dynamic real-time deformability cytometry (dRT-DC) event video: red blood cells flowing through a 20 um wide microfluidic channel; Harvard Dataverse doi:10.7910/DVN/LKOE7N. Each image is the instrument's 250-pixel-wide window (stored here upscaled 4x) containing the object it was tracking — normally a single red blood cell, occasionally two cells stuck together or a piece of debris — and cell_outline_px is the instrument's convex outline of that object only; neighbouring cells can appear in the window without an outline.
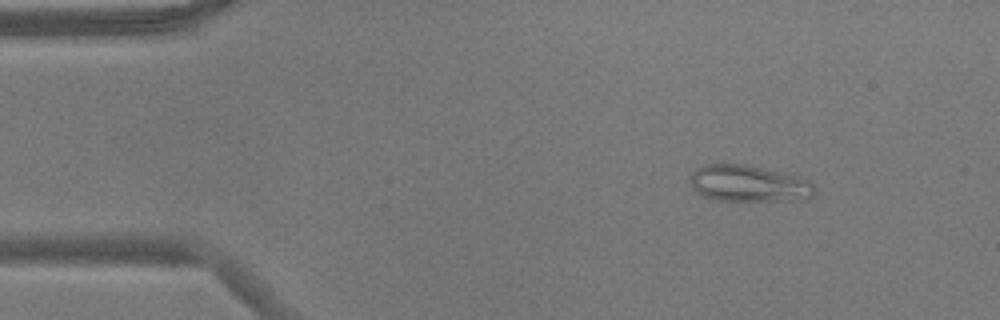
{"species": "common noctule bat (a hibernating species)", "species_latin": "Nyctalus noctula", "temperature_condition": "warm", "stored_images_in_passage": 52, "camera_frame_rate_fps": 3000, "um_per_image_px": 0.085, "animal": {"sex": "male", "body_mass_g": 17.9}, "frame": {"image": 1, "passage_image": 5, "time_ms": 1.333, "image_size_px": [1000, 320], "cell_outline_px": [[816, 192], [808, 200], [716, 200], [704, 196], [696, 192], [692, 188], [688, 180], [692, 172], [696, 168], [704, 164], [744, 164], [800, 176], [808, 180], [816, 188]], "centroid_in_image_um": [63.64, 15.6], "position_along_channel_um": 21.4, "area_um2": 26.76}}
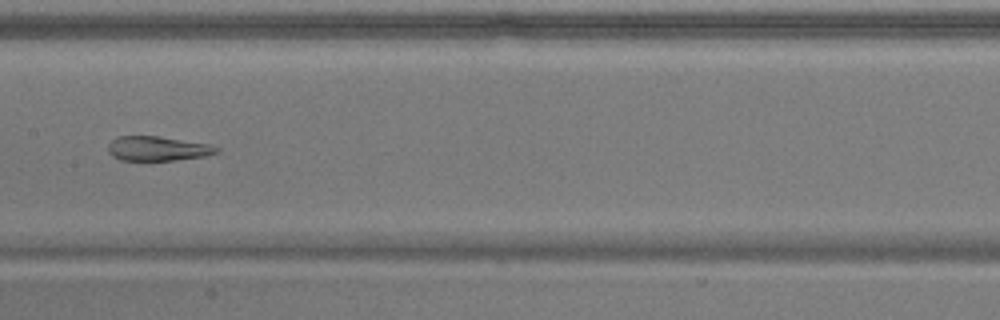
{"frame": {"image": 2, "passage_image": 25, "time_ms": 8.0, "image_size_px": [1000, 320], "cell_outline_px": [[220, 152], [204, 156], [176, 160], [120, 160], [112, 156], [108, 152], [108, 144], [116, 136], [156, 136], [208, 144], [220, 148]], "centroid_in_image_um": [13.37, 12.63], "position_along_channel_um": 194.0, "area_um2": 15.43}}
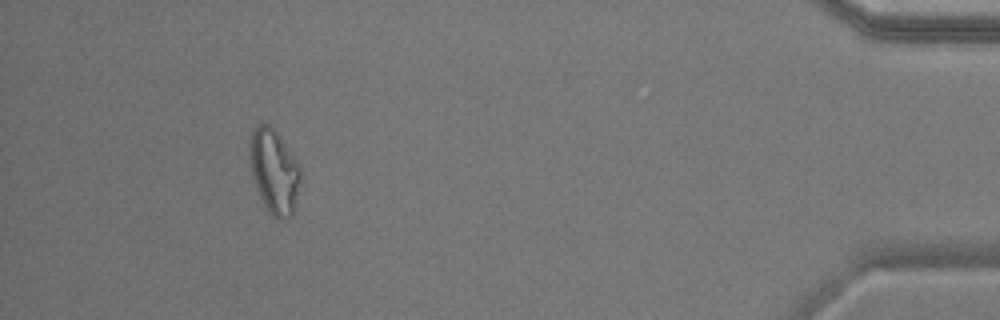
{"frame": {"image": 3, "passage_image": 48, "time_ms": 15.667, "image_size_px": [1000, 320], "cell_outline_px": [[300, 180], [292, 216], [284, 220], [280, 220], [272, 216], [268, 212], [264, 204], [252, 176], [248, 152], [248, 140], [256, 124], [268, 124], [276, 132], [300, 164]], "centroid_in_image_um": [23.28, 14.56], "position_along_channel_um": 411.9, "area_um2": 24.97}, "authors_computed_cell_mechanics": {"area_um2": 21.2704, "velocity_mm_per_s": 3.6722, "shape_relaxation_time_tau1_ms": null, "shape_relaxation_time_tau2_ms": 2.9836, "deformation_change_tau1": null, "deformation_change_tau2": 0.0934}}